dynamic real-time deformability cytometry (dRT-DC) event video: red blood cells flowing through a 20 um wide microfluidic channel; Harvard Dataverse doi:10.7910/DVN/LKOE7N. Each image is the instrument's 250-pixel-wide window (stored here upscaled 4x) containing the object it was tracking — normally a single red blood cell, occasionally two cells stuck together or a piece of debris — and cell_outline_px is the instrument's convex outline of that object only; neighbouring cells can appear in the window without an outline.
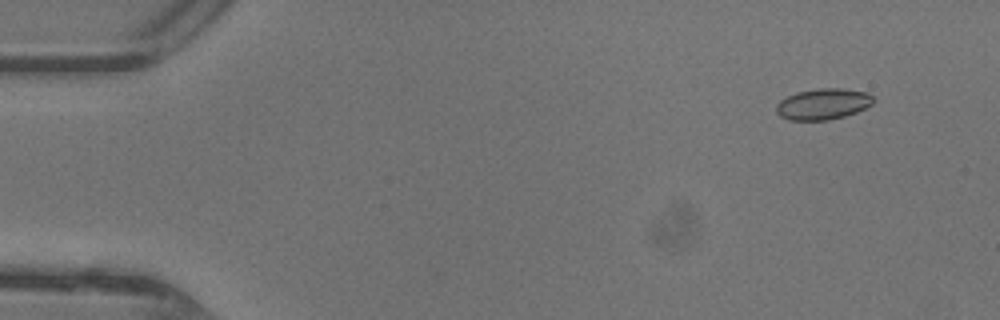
{"species": "common noctule bat (a hibernating species)", "species_latin": "Nyctalus noctula", "temperature_condition": "warm", "stored_images_in_passage": 48, "camera_frame_rate_fps": 3000, "um_per_image_px": 0.085, "animal": {"sex": "female"}, "frame": {"image": 1, "passage_image": 5, "time_ms": 1.333, "image_size_px": [1000, 320], "cell_outline_px": [[876, 100], [872, 104], [856, 112], [844, 116], [828, 120], [788, 120], [780, 116], [776, 112], [776, 104], [780, 100], [796, 92], [816, 88], [840, 88], [868, 92]], "centroid_in_image_um": [69.95, 8.83], "position_along_channel_um": 15.0, "area_um2": 17.69}}
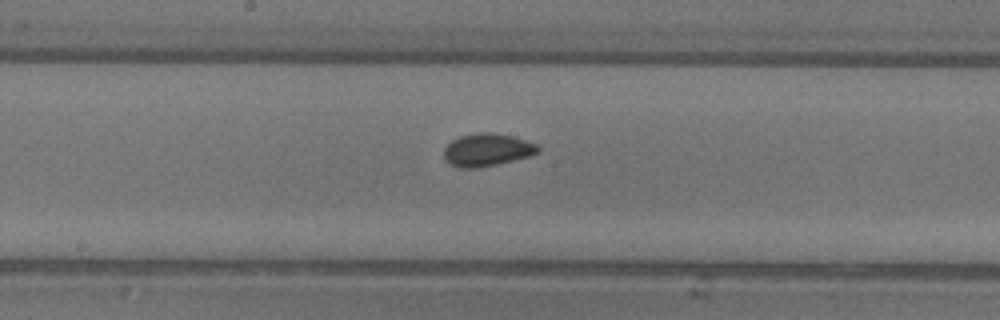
{"frame": {"image": 2, "passage_image": 26, "time_ms": 8.333, "image_size_px": [1000, 320], "cell_outline_px": [[540, 152], [528, 156], [480, 168], [460, 168], [444, 160], [444, 148], [452, 140], [460, 136], [480, 132], [488, 132], [512, 136], [536, 144], [540, 148]], "centroid_in_image_um": [41.38, 12.74], "position_along_channel_um": 206.8, "area_um2": 17.74}}
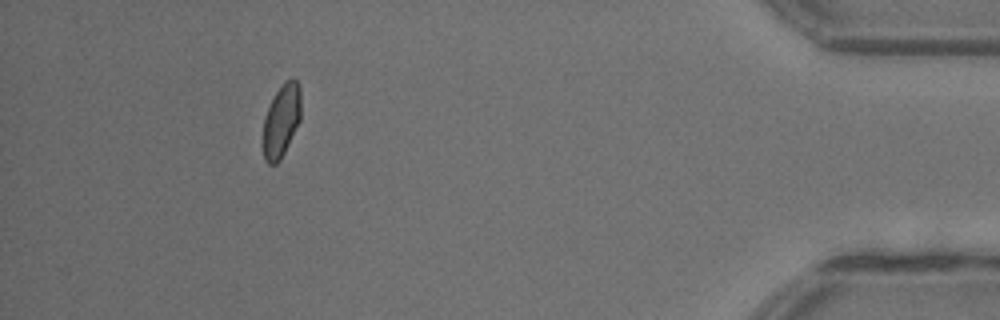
{"frame": {"image": 3, "passage_image": 44, "time_ms": 14.333, "image_size_px": [1000, 320], "cell_outline_px": [[300, 120], [280, 160], [276, 164], [268, 164], [264, 160], [260, 144], [264, 116], [276, 92], [284, 80], [296, 80], [300, 84]], "centroid_in_image_um": [23.86, 10.31], "position_along_channel_um": 411.3, "area_um2": 16.42}}